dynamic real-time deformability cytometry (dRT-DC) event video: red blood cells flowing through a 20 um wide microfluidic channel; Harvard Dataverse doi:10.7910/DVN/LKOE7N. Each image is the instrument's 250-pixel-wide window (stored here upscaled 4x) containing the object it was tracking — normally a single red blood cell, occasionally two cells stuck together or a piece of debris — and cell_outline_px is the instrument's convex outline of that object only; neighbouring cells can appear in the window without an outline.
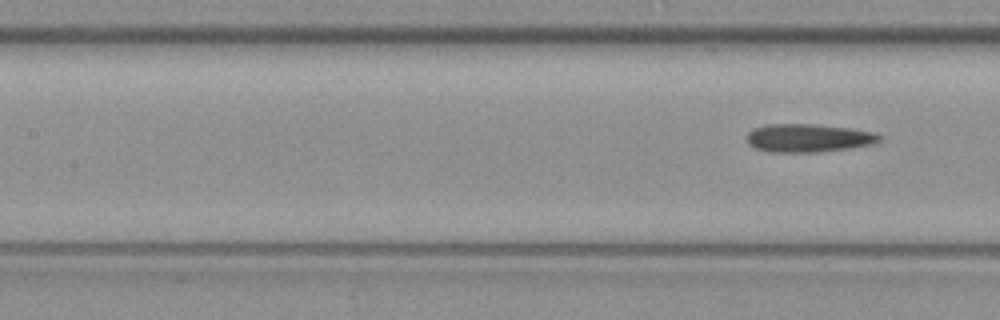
{"species": "common noctule bat (a hibernating species)", "species_latin": "Nyctalus noctula", "temperature_condition": "warm", "stored_images_in_passage": 6, "segment_of_instrument_passage": [2, 2], "camera_frame_rate_fps": 3000, "um_per_image_px": 0.085, "animal": {"sex": "female", "body_mass_g": 19.3, "forearm_length_mm": 54.1}, "frame": {"image": 1, "passage_image": 6, "time_ms": 1.667, "image_size_px": [1000, 320], "cell_outline_px": [[880, 140], [872, 144], [848, 148], [816, 152], [772, 152], [756, 148], [748, 144], [744, 136], [748, 132], [764, 124], [812, 124], [848, 128], [872, 132], [880, 136]], "centroid_in_image_um": [68.63, 11.73], "position_along_channel_um": 138.8, "area_um2": 21.62}}